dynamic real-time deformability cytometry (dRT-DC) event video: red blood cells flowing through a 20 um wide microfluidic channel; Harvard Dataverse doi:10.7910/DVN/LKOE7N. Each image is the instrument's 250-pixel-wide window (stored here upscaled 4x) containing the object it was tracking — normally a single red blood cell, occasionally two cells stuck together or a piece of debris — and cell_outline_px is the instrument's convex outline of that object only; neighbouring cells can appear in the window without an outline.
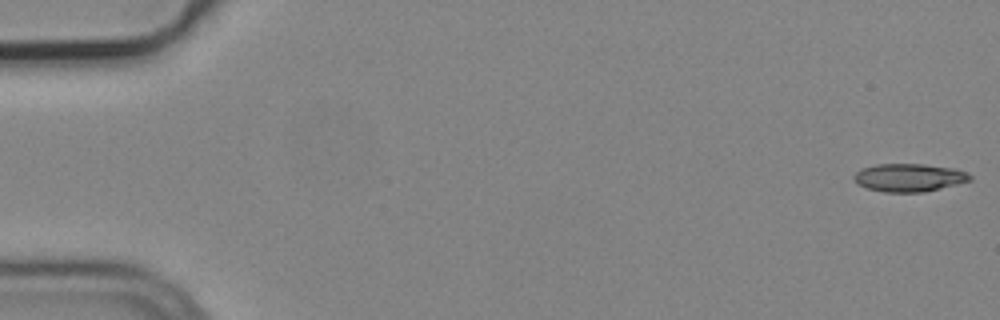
{"species": "common noctule bat (a hibernating species)", "species_latin": "Nyctalus noctula", "temperature_condition": "cold", "stored_images_in_passage": 5, "camera_frame_rate_fps": 3000, "um_per_image_px": 0.085, "animal": {"sex": "male", "body_mass_g": 19.2, "forearm_length_mm": 51.8}, "frame": {"image": 1, "passage_image": 1, "time_ms": 0.0, "image_size_px": [1000, 320], "cell_outline_px": [[972, 180], [924, 192], [884, 192], [868, 188], [856, 184], [852, 176], [860, 168], [876, 164], [924, 164], [956, 168], [968, 172], [972, 176]], "centroid_in_image_um": [77.26, 15.08], "position_along_channel_um": 7.7, "area_um2": 19.13}}